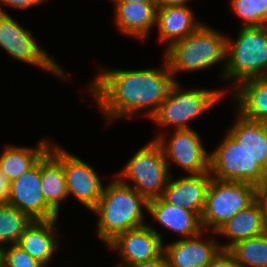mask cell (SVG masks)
I'll use <instances>...</instances> for the list:
<instances>
[{
    "label": "cell",
    "instance_id": "6da1fadb",
    "mask_svg": "<svg viewBox=\"0 0 267 267\" xmlns=\"http://www.w3.org/2000/svg\"><path fill=\"white\" fill-rule=\"evenodd\" d=\"M98 69L88 92L108 124L137 117L145 110L144 116L150 119L175 83L166 61L163 66L140 70Z\"/></svg>",
    "mask_w": 267,
    "mask_h": 267
},
{
    "label": "cell",
    "instance_id": "7a4b0ae2",
    "mask_svg": "<svg viewBox=\"0 0 267 267\" xmlns=\"http://www.w3.org/2000/svg\"><path fill=\"white\" fill-rule=\"evenodd\" d=\"M148 201L116 177L104 185L99 202L90 211L98 216L96 235L105 246L118 234L147 225Z\"/></svg>",
    "mask_w": 267,
    "mask_h": 267
},
{
    "label": "cell",
    "instance_id": "3957f363",
    "mask_svg": "<svg viewBox=\"0 0 267 267\" xmlns=\"http://www.w3.org/2000/svg\"><path fill=\"white\" fill-rule=\"evenodd\" d=\"M204 22L195 32L165 48L166 61L175 82L182 72H197L209 69L223 61L220 79L226 69L227 35Z\"/></svg>",
    "mask_w": 267,
    "mask_h": 267
},
{
    "label": "cell",
    "instance_id": "277c9868",
    "mask_svg": "<svg viewBox=\"0 0 267 267\" xmlns=\"http://www.w3.org/2000/svg\"><path fill=\"white\" fill-rule=\"evenodd\" d=\"M236 37L227 35L223 82L229 81L231 90L244 80L267 75V26L240 27Z\"/></svg>",
    "mask_w": 267,
    "mask_h": 267
},
{
    "label": "cell",
    "instance_id": "5b68a950",
    "mask_svg": "<svg viewBox=\"0 0 267 267\" xmlns=\"http://www.w3.org/2000/svg\"><path fill=\"white\" fill-rule=\"evenodd\" d=\"M175 82L169 90L166 99L160 104L150 120L159 127L188 129L189 122L200 118L202 114L212 110L217 103L224 99V89H184Z\"/></svg>",
    "mask_w": 267,
    "mask_h": 267
},
{
    "label": "cell",
    "instance_id": "8992f818",
    "mask_svg": "<svg viewBox=\"0 0 267 267\" xmlns=\"http://www.w3.org/2000/svg\"><path fill=\"white\" fill-rule=\"evenodd\" d=\"M115 176L147 201L160 198L172 173L161 146L152 139L137 150Z\"/></svg>",
    "mask_w": 267,
    "mask_h": 267
},
{
    "label": "cell",
    "instance_id": "52a82bcc",
    "mask_svg": "<svg viewBox=\"0 0 267 267\" xmlns=\"http://www.w3.org/2000/svg\"><path fill=\"white\" fill-rule=\"evenodd\" d=\"M256 186L212 177L201 216L204 231L216 232L225 222L255 201Z\"/></svg>",
    "mask_w": 267,
    "mask_h": 267
},
{
    "label": "cell",
    "instance_id": "ba28073f",
    "mask_svg": "<svg viewBox=\"0 0 267 267\" xmlns=\"http://www.w3.org/2000/svg\"><path fill=\"white\" fill-rule=\"evenodd\" d=\"M0 47L15 61L39 67L55 77L69 81L63 66L45 49L38 46L32 32L19 24L10 14L0 13Z\"/></svg>",
    "mask_w": 267,
    "mask_h": 267
},
{
    "label": "cell",
    "instance_id": "9c48e42d",
    "mask_svg": "<svg viewBox=\"0 0 267 267\" xmlns=\"http://www.w3.org/2000/svg\"><path fill=\"white\" fill-rule=\"evenodd\" d=\"M224 139L209 152V173L222 181L263 184L262 167L225 132Z\"/></svg>",
    "mask_w": 267,
    "mask_h": 267
},
{
    "label": "cell",
    "instance_id": "30bf717a",
    "mask_svg": "<svg viewBox=\"0 0 267 267\" xmlns=\"http://www.w3.org/2000/svg\"><path fill=\"white\" fill-rule=\"evenodd\" d=\"M172 131L173 134H170V131L168 134L162 132L154 137L163 150L170 173L172 162L183 169L187 175L209 172V152L202 144L198 132L194 128Z\"/></svg>",
    "mask_w": 267,
    "mask_h": 267
},
{
    "label": "cell",
    "instance_id": "8fae6325",
    "mask_svg": "<svg viewBox=\"0 0 267 267\" xmlns=\"http://www.w3.org/2000/svg\"><path fill=\"white\" fill-rule=\"evenodd\" d=\"M147 224L118 234L106 247L117 250L121 259L116 267H129L137 263L154 260L164 253L161 233Z\"/></svg>",
    "mask_w": 267,
    "mask_h": 267
},
{
    "label": "cell",
    "instance_id": "7c38bea8",
    "mask_svg": "<svg viewBox=\"0 0 267 267\" xmlns=\"http://www.w3.org/2000/svg\"><path fill=\"white\" fill-rule=\"evenodd\" d=\"M10 185L6 203L26 213L32 220L59 219V215L44 200L41 187V158Z\"/></svg>",
    "mask_w": 267,
    "mask_h": 267
},
{
    "label": "cell",
    "instance_id": "4fadbf2b",
    "mask_svg": "<svg viewBox=\"0 0 267 267\" xmlns=\"http://www.w3.org/2000/svg\"><path fill=\"white\" fill-rule=\"evenodd\" d=\"M63 171L69 196L88 210L99 202L104 186L97 171L63 147Z\"/></svg>",
    "mask_w": 267,
    "mask_h": 267
},
{
    "label": "cell",
    "instance_id": "5bb4252c",
    "mask_svg": "<svg viewBox=\"0 0 267 267\" xmlns=\"http://www.w3.org/2000/svg\"><path fill=\"white\" fill-rule=\"evenodd\" d=\"M205 233L207 231H202L199 235L191 238L178 239L164 244V254L168 260V266L208 267L220 252L221 247L214 236L207 237Z\"/></svg>",
    "mask_w": 267,
    "mask_h": 267
},
{
    "label": "cell",
    "instance_id": "9a60e30c",
    "mask_svg": "<svg viewBox=\"0 0 267 267\" xmlns=\"http://www.w3.org/2000/svg\"><path fill=\"white\" fill-rule=\"evenodd\" d=\"M211 179L209 172L180 176L177 179L171 174L161 198L168 204L195 212L201 218Z\"/></svg>",
    "mask_w": 267,
    "mask_h": 267
},
{
    "label": "cell",
    "instance_id": "2e32d148",
    "mask_svg": "<svg viewBox=\"0 0 267 267\" xmlns=\"http://www.w3.org/2000/svg\"><path fill=\"white\" fill-rule=\"evenodd\" d=\"M41 187L45 202L60 215V203L70 198L63 171V148L57 143L41 157Z\"/></svg>",
    "mask_w": 267,
    "mask_h": 267
},
{
    "label": "cell",
    "instance_id": "e0dca14e",
    "mask_svg": "<svg viewBox=\"0 0 267 267\" xmlns=\"http://www.w3.org/2000/svg\"><path fill=\"white\" fill-rule=\"evenodd\" d=\"M57 220H33L17 243L45 267L49 266L51 259L61 246L57 230L59 228L56 227Z\"/></svg>",
    "mask_w": 267,
    "mask_h": 267
},
{
    "label": "cell",
    "instance_id": "ac0fdd59",
    "mask_svg": "<svg viewBox=\"0 0 267 267\" xmlns=\"http://www.w3.org/2000/svg\"><path fill=\"white\" fill-rule=\"evenodd\" d=\"M114 22L119 31L126 36L144 42L156 26V3H114Z\"/></svg>",
    "mask_w": 267,
    "mask_h": 267
},
{
    "label": "cell",
    "instance_id": "d6986e66",
    "mask_svg": "<svg viewBox=\"0 0 267 267\" xmlns=\"http://www.w3.org/2000/svg\"><path fill=\"white\" fill-rule=\"evenodd\" d=\"M148 213L155 222L177 233L179 239L191 238L204 231L201 218L195 212L168 204L161 197L148 201Z\"/></svg>",
    "mask_w": 267,
    "mask_h": 267
},
{
    "label": "cell",
    "instance_id": "ffe728a7",
    "mask_svg": "<svg viewBox=\"0 0 267 267\" xmlns=\"http://www.w3.org/2000/svg\"><path fill=\"white\" fill-rule=\"evenodd\" d=\"M189 5L157 8L156 27L158 38L168 48L195 32L204 22L197 20ZM167 43V44H166Z\"/></svg>",
    "mask_w": 267,
    "mask_h": 267
},
{
    "label": "cell",
    "instance_id": "44dd1931",
    "mask_svg": "<svg viewBox=\"0 0 267 267\" xmlns=\"http://www.w3.org/2000/svg\"><path fill=\"white\" fill-rule=\"evenodd\" d=\"M230 93L236 111L243 117L267 122V75L244 80Z\"/></svg>",
    "mask_w": 267,
    "mask_h": 267
},
{
    "label": "cell",
    "instance_id": "7402d4cb",
    "mask_svg": "<svg viewBox=\"0 0 267 267\" xmlns=\"http://www.w3.org/2000/svg\"><path fill=\"white\" fill-rule=\"evenodd\" d=\"M267 231L260 208L254 201L225 222L213 235L224 236L226 243L220 241L221 249H229L236 242L261 235Z\"/></svg>",
    "mask_w": 267,
    "mask_h": 267
},
{
    "label": "cell",
    "instance_id": "603a6c76",
    "mask_svg": "<svg viewBox=\"0 0 267 267\" xmlns=\"http://www.w3.org/2000/svg\"><path fill=\"white\" fill-rule=\"evenodd\" d=\"M235 112L234 124L226 132L262 167L267 156V125Z\"/></svg>",
    "mask_w": 267,
    "mask_h": 267
},
{
    "label": "cell",
    "instance_id": "cb8c5ba5",
    "mask_svg": "<svg viewBox=\"0 0 267 267\" xmlns=\"http://www.w3.org/2000/svg\"><path fill=\"white\" fill-rule=\"evenodd\" d=\"M47 137L41 138L37 146L27 147L7 144L0 154V168L12 182L27 172L50 148L53 142Z\"/></svg>",
    "mask_w": 267,
    "mask_h": 267
},
{
    "label": "cell",
    "instance_id": "d4e9b609",
    "mask_svg": "<svg viewBox=\"0 0 267 267\" xmlns=\"http://www.w3.org/2000/svg\"><path fill=\"white\" fill-rule=\"evenodd\" d=\"M239 267H267V231L236 242L228 249Z\"/></svg>",
    "mask_w": 267,
    "mask_h": 267
},
{
    "label": "cell",
    "instance_id": "484cf974",
    "mask_svg": "<svg viewBox=\"0 0 267 267\" xmlns=\"http://www.w3.org/2000/svg\"><path fill=\"white\" fill-rule=\"evenodd\" d=\"M32 221L26 213L5 202L0 206V246L17 244Z\"/></svg>",
    "mask_w": 267,
    "mask_h": 267
},
{
    "label": "cell",
    "instance_id": "4316f807",
    "mask_svg": "<svg viewBox=\"0 0 267 267\" xmlns=\"http://www.w3.org/2000/svg\"><path fill=\"white\" fill-rule=\"evenodd\" d=\"M241 27L267 26V0H229Z\"/></svg>",
    "mask_w": 267,
    "mask_h": 267
},
{
    "label": "cell",
    "instance_id": "83f0119b",
    "mask_svg": "<svg viewBox=\"0 0 267 267\" xmlns=\"http://www.w3.org/2000/svg\"><path fill=\"white\" fill-rule=\"evenodd\" d=\"M3 264L5 267H45L17 244L3 247Z\"/></svg>",
    "mask_w": 267,
    "mask_h": 267
},
{
    "label": "cell",
    "instance_id": "f1b7e54d",
    "mask_svg": "<svg viewBox=\"0 0 267 267\" xmlns=\"http://www.w3.org/2000/svg\"><path fill=\"white\" fill-rule=\"evenodd\" d=\"M208 267H239V265L228 249H221Z\"/></svg>",
    "mask_w": 267,
    "mask_h": 267
},
{
    "label": "cell",
    "instance_id": "f546056e",
    "mask_svg": "<svg viewBox=\"0 0 267 267\" xmlns=\"http://www.w3.org/2000/svg\"><path fill=\"white\" fill-rule=\"evenodd\" d=\"M47 0H0V13L8 14L4 9H2V5H7L10 8L17 9H29L35 6H41Z\"/></svg>",
    "mask_w": 267,
    "mask_h": 267
},
{
    "label": "cell",
    "instance_id": "4dcf8cb0",
    "mask_svg": "<svg viewBox=\"0 0 267 267\" xmlns=\"http://www.w3.org/2000/svg\"><path fill=\"white\" fill-rule=\"evenodd\" d=\"M255 202L260 208V212L263 216V220L267 228V182L256 186Z\"/></svg>",
    "mask_w": 267,
    "mask_h": 267
},
{
    "label": "cell",
    "instance_id": "1f68e13d",
    "mask_svg": "<svg viewBox=\"0 0 267 267\" xmlns=\"http://www.w3.org/2000/svg\"><path fill=\"white\" fill-rule=\"evenodd\" d=\"M11 182L2 173L0 168V206H2L8 199L10 194Z\"/></svg>",
    "mask_w": 267,
    "mask_h": 267
},
{
    "label": "cell",
    "instance_id": "d6a6232c",
    "mask_svg": "<svg viewBox=\"0 0 267 267\" xmlns=\"http://www.w3.org/2000/svg\"><path fill=\"white\" fill-rule=\"evenodd\" d=\"M129 267H169V266H168V260L166 258V255L163 253L161 256H159L158 258L154 260L137 263Z\"/></svg>",
    "mask_w": 267,
    "mask_h": 267
},
{
    "label": "cell",
    "instance_id": "836d02e7",
    "mask_svg": "<svg viewBox=\"0 0 267 267\" xmlns=\"http://www.w3.org/2000/svg\"><path fill=\"white\" fill-rule=\"evenodd\" d=\"M190 0H155L157 8L172 7V6H184Z\"/></svg>",
    "mask_w": 267,
    "mask_h": 267
},
{
    "label": "cell",
    "instance_id": "e575fe53",
    "mask_svg": "<svg viewBox=\"0 0 267 267\" xmlns=\"http://www.w3.org/2000/svg\"><path fill=\"white\" fill-rule=\"evenodd\" d=\"M110 1H114V3H156L155 0H110Z\"/></svg>",
    "mask_w": 267,
    "mask_h": 267
},
{
    "label": "cell",
    "instance_id": "d590c367",
    "mask_svg": "<svg viewBox=\"0 0 267 267\" xmlns=\"http://www.w3.org/2000/svg\"><path fill=\"white\" fill-rule=\"evenodd\" d=\"M263 170V183L267 182V156L265 158L264 164L262 166Z\"/></svg>",
    "mask_w": 267,
    "mask_h": 267
},
{
    "label": "cell",
    "instance_id": "8d00e7d4",
    "mask_svg": "<svg viewBox=\"0 0 267 267\" xmlns=\"http://www.w3.org/2000/svg\"><path fill=\"white\" fill-rule=\"evenodd\" d=\"M3 265V246H0V266Z\"/></svg>",
    "mask_w": 267,
    "mask_h": 267
}]
</instances>
